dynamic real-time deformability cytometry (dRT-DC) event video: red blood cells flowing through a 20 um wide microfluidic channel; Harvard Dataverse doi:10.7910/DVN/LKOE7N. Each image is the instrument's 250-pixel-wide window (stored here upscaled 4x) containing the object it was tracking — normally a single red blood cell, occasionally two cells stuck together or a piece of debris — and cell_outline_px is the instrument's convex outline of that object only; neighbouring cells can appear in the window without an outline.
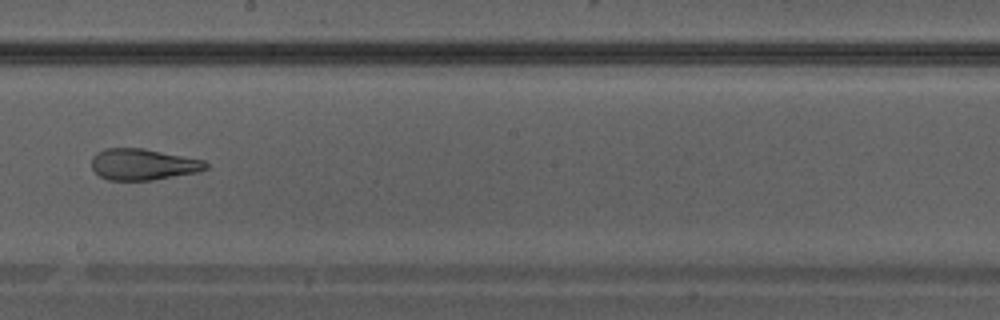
{"species": "Egyptian fruit bat (a non-hibernating species)", "species_latin": "Rousettus aegyptiacus", "temperature_condition": "warm", "stored_images_in_passage": 37, "camera_frame_rate_fps": 3000, "um_per_image_px": 0.085, "animal": {"sex": "male"}, "frame": {"image": 1, "passage_image": 21, "time_ms": 6.667, "image_size_px": [1000, 320], "cell_outline_px": [[208, 168], [200, 172], [152, 180], [108, 180], [100, 176], [92, 168], [92, 156], [96, 152], [104, 148], [144, 148], [204, 160], [208, 164]], "centroid_in_image_um": [12.17, 13.97], "position_along_channel_um": 236.0, "area_um2": 20.98}}